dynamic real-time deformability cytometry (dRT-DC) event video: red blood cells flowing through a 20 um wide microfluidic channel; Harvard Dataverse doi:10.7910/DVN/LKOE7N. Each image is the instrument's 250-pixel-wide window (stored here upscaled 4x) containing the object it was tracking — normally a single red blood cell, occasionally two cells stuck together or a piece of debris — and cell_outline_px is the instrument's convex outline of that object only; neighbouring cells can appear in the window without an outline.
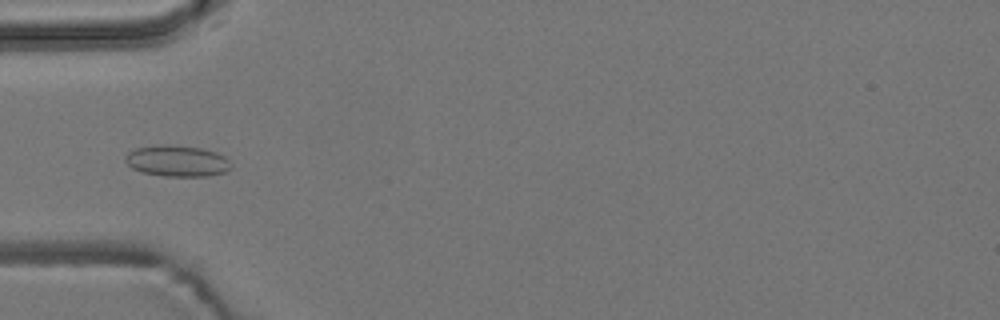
{"species": "common noctule bat (a hibernating species)", "species_latin": "Nyctalus noctula", "temperature_condition": "room temperature", "stored_images_in_passage": 6, "camera_frame_rate_fps": 3000, "um_per_image_px": 0.085, "animal": {"sex": "male", "body_mass_g": 19.2, "forearm_length_mm": 51.8}, "frame": {"image": 1, "passage_image": 6, "time_ms": 1.667, "image_size_px": [1000, 320], "cell_outline_px": [[232, 168], [224, 172], [208, 176], [164, 176], [140, 172], [132, 168], [124, 160], [124, 156], [128, 152], [136, 148], [156, 144], [164, 144], [200, 148], [216, 152], [224, 156], [228, 160]], "centroid_in_image_um": [15.02, 13.68], "position_along_channel_um": 70.0, "area_um2": 19.31}}